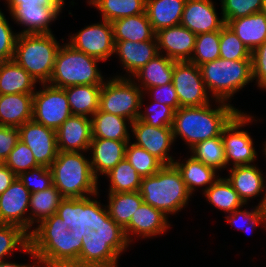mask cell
<instances>
[{
  "label": "cell",
  "mask_w": 266,
  "mask_h": 267,
  "mask_svg": "<svg viewBox=\"0 0 266 267\" xmlns=\"http://www.w3.org/2000/svg\"><path fill=\"white\" fill-rule=\"evenodd\" d=\"M90 231V228L71 231L56 214L42 220L29 232L30 246L38 259L35 263L46 267H79L82 237L88 236Z\"/></svg>",
  "instance_id": "obj_1"
},
{
  "label": "cell",
  "mask_w": 266,
  "mask_h": 267,
  "mask_svg": "<svg viewBox=\"0 0 266 267\" xmlns=\"http://www.w3.org/2000/svg\"><path fill=\"white\" fill-rule=\"evenodd\" d=\"M220 103L223 105L214 110L209 104L180 107L175 110L172 124L173 138L181 135L180 137L192 148L201 141L221 136L223 129L240 111L227 103L224 104V101Z\"/></svg>",
  "instance_id": "obj_2"
},
{
  "label": "cell",
  "mask_w": 266,
  "mask_h": 267,
  "mask_svg": "<svg viewBox=\"0 0 266 267\" xmlns=\"http://www.w3.org/2000/svg\"><path fill=\"white\" fill-rule=\"evenodd\" d=\"M53 185L63 198H84V193L97 195V179L91 163L78 152L58 151L50 165Z\"/></svg>",
  "instance_id": "obj_3"
},
{
  "label": "cell",
  "mask_w": 266,
  "mask_h": 267,
  "mask_svg": "<svg viewBox=\"0 0 266 267\" xmlns=\"http://www.w3.org/2000/svg\"><path fill=\"white\" fill-rule=\"evenodd\" d=\"M139 192L144 203L165 215L183 208L191 195L174 165H164L154 175L142 178Z\"/></svg>",
  "instance_id": "obj_4"
},
{
  "label": "cell",
  "mask_w": 266,
  "mask_h": 267,
  "mask_svg": "<svg viewBox=\"0 0 266 267\" xmlns=\"http://www.w3.org/2000/svg\"><path fill=\"white\" fill-rule=\"evenodd\" d=\"M59 47L52 33L18 34L13 60L36 82L39 79L45 88L52 76Z\"/></svg>",
  "instance_id": "obj_5"
},
{
  "label": "cell",
  "mask_w": 266,
  "mask_h": 267,
  "mask_svg": "<svg viewBox=\"0 0 266 267\" xmlns=\"http://www.w3.org/2000/svg\"><path fill=\"white\" fill-rule=\"evenodd\" d=\"M99 59L89 56L66 44L59 47L49 83L59 88L77 85H102L103 78L96 63Z\"/></svg>",
  "instance_id": "obj_6"
},
{
  "label": "cell",
  "mask_w": 266,
  "mask_h": 267,
  "mask_svg": "<svg viewBox=\"0 0 266 267\" xmlns=\"http://www.w3.org/2000/svg\"><path fill=\"white\" fill-rule=\"evenodd\" d=\"M205 86L219 101H225L253 79L252 60L218 58L199 66Z\"/></svg>",
  "instance_id": "obj_7"
},
{
  "label": "cell",
  "mask_w": 266,
  "mask_h": 267,
  "mask_svg": "<svg viewBox=\"0 0 266 267\" xmlns=\"http://www.w3.org/2000/svg\"><path fill=\"white\" fill-rule=\"evenodd\" d=\"M142 91L130 81L118 77L103 83L99 109L106 113L122 116L131 123L138 119L142 105Z\"/></svg>",
  "instance_id": "obj_8"
},
{
  "label": "cell",
  "mask_w": 266,
  "mask_h": 267,
  "mask_svg": "<svg viewBox=\"0 0 266 267\" xmlns=\"http://www.w3.org/2000/svg\"><path fill=\"white\" fill-rule=\"evenodd\" d=\"M71 115L63 88L50 84L33 94L32 120L35 122L56 131Z\"/></svg>",
  "instance_id": "obj_9"
},
{
  "label": "cell",
  "mask_w": 266,
  "mask_h": 267,
  "mask_svg": "<svg viewBox=\"0 0 266 267\" xmlns=\"http://www.w3.org/2000/svg\"><path fill=\"white\" fill-rule=\"evenodd\" d=\"M172 83L180 107L209 104L207 88L202 79L200 67L190 61H175Z\"/></svg>",
  "instance_id": "obj_10"
},
{
  "label": "cell",
  "mask_w": 266,
  "mask_h": 267,
  "mask_svg": "<svg viewBox=\"0 0 266 267\" xmlns=\"http://www.w3.org/2000/svg\"><path fill=\"white\" fill-rule=\"evenodd\" d=\"M127 244L126 238H102L91 230L82 237L79 267H117V258Z\"/></svg>",
  "instance_id": "obj_11"
},
{
  "label": "cell",
  "mask_w": 266,
  "mask_h": 267,
  "mask_svg": "<svg viewBox=\"0 0 266 267\" xmlns=\"http://www.w3.org/2000/svg\"><path fill=\"white\" fill-rule=\"evenodd\" d=\"M58 215L71 231L96 230L102 221V208L96 200L64 198L57 209Z\"/></svg>",
  "instance_id": "obj_12"
},
{
  "label": "cell",
  "mask_w": 266,
  "mask_h": 267,
  "mask_svg": "<svg viewBox=\"0 0 266 267\" xmlns=\"http://www.w3.org/2000/svg\"><path fill=\"white\" fill-rule=\"evenodd\" d=\"M251 120L250 116L248 117L240 112L223 129L221 137L225 149L226 164L231 159L234 162V166L248 165L255 160L256 151L253 148L252 138L245 131H237V129Z\"/></svg>",
  "instance_id": "obj_13"
},
{
  "label": "cell",
  "mask_w": 266,
  "mask_h": 267,
  "mask_svg": "<svg viewBox=\"0 0 266 267\" xmlns=\"http://www.w3.org/2000/svg\"><path fill=\"white\" fill-rule=\"evenodd\" d=\"M68 43L73 48L99 60H105L114 52L115 42L111 22L103 20L79 31Z\"/></svg>",
  "instance_id": "obj_14"
},
{
  "label": "cell",
  "mask_w": 266,
  "mask_h": 267,
  "mask_svg": "<svg viewBox=\"0 0 266 267\" xmlns=\"http://www.w3.org/2000/svg\"><path fill=\"white\" fill-rule=\"evenodd\" d=\"M19 139L32 151L40 166L50 167L58 154L56 131L30 120L19 128Z\"/></svg>",
  "instance_id": "obj_15"
},
{
  "label": "cell",
  "mask_w": 266,
  "mask_h": 267,
  "mask_svg": "<svg viewBox=\"0 0 266 267\" xmlns=\"http://www.w3.org/2000/svg\"><path fill=\"white\" fill-rule=\"evenodd\" d=\"M31 192L17 177L0 195V224H13L28 232L35 217L23 218L30 205Z\"/></svg>",
  "instance_id": "obj_16"
},
{
  "label": "cell",
  "mask_w": 266,
  "mask_h": 267,
  "mask_svg": "<svg viewBox=\"0 0 266 267\" xmlns=\"http://www.w3.org/2000/svg\"><path fill=\"white\" fill-rule=\"evenodd\" d=\"M130 125L137 138L135 145L144 148L164 165H173L174 160L167 153L174 141L172 127H153L139 119Z\"/></svg>",
  "instance_id": "obj_17"
},
{
  "label": "cell",
  "mask_w": 266,
  "mask_h": 267,
  "mask_svg": "<svg viewBox=\"0 0 266 267\" xmlns=\"http://www.w3.org/2000/svg\"><path fill=\"white\" fill-rule=\"evenodd\" d=\"M180 25L198 35L220 31L226 23L223 18L218 20L211 0H187Z\"/></svg>",
  "instance_id": "obj_18"
},
{
  "label": "cell",
  "mask_w": 266,
  "mask_h": 267,
  "mask_svg": "<svg viewBox=\"0 0 266 267\" xmlns=\"http://www.w3.org/2000/svg\"><path fill=\"white\" fill-rule=\"evenodd\" d=\"M58 151L89 150L92 140L91 118L71 115L57 130Z\"/></svg>",
  "instance_id": "obj_19"
},
{
  "label": "cell",
  "mask_w": 266,
  "mask_h": 267,
  "mask_svg": "<svg viewBox=\"0 0 266 267\" xmlns=\"http://www.w3.org/2000/svg\"><path fill=\"white\" fill-rule=\"evenodd\" d=\"M158 49H165L166 57L174 61H190L194 51L196 34L182 25L164 28L156 32ZM161 47V48H160Z\"/></svg>",
  "instance_id": "obj_20"
},
{
  "label": "cell",
  "mask_w": 266,
  "mask_h": 267,
  "mask_svg": "<svg viewBox=\"0 0 266 267\" xmlns=\"http://www.w3.org/2000/svg\"><path fill=\"white\" fill-rule=\"evenodd\" d=\"M61 8L63 6H17L10 13L16 22L28 26L20 34H47L51 33L48 23L57 18Z\"/></svg>",
  "instance_id": "obj_21"
},
{
  "label": "cell",
  "mask_w": 266,
  "mask_h": 267,
  "mask_svg": "<svg viewBox=\"0 0 266 267\" xmlns=\"http://www.w3.org/2000/svg\"><path fill=\"white\" fill-rule=\"evenodd\" d=\"M156 36L153 40L132 42L126 41H114V52L118 53L124 68L133 73V75L146 65L148 61L155 58L159 54ZM154 42H156L154 44Z\"/></svg>",
  "instance_id": "obj_22"
},
{
  "label": "cell",
  "mask_w": 266,
  "mask_h": 267,
  "mask_svg": "<svg viewBox=\"0 0 266 267\" xmlns=\"http://www.w3.org/2000/svg\"><path fill=\"white\" fill-rule=\"evenodd\" d=\"M129 141H117L108 139H92L89 148H92L93 156L91 169L96 179L97 172L107 174L120 161L125 158V149Z\"/></svg>",
  "instance_id": "obj_23"
},
{
  "label": "cell",
  "mask_w": 266,
  "mask_h": 267,
  "mask_svg": "<svg viewBox=\"0 0 266 267\" xmlns=\"http://www.w3.org/2000/svg\"><path fill=\"white\" fill-rule=\"evenodd\" d=\"M225 23L251 52L266 41V14L262 11Z\"/></svg>",
  "instance_id": "obj_24"
},
{
  "label": "cell",
  "mask_w": 266,
  "mask_h": 267,
  "mask_svg": "<svg viewBox=\"0 0 266 267\" xmlns=\"http://www.w3.org/2000/svg\"><path fill=\"white\" fill-rule=\"evenodd\" d=\"M167 215L149 204L142 203L132 215L129 225L124 229L128 243L130 242L129 232L143 235L144 237L162 234L169 227Z\"/></svg>",
  "instance_id": "obj_25"
},
{
  "label": "cell",
  "mask_w": 266,
  "mask_h": 267,
  "mask_svg": "<svg viewBox=\"0 0 266 267\" xmlns=\"http://www.w3.org/2000/svg\"><path fill=\"white\" fill-rule=\"evenodd\" d=\"M33 94L0 95V125L19 128L32 120Z\"/></svg>",
  "instance_id": "obj_26"
},
{
  "label": "cell",
  "mask_w": 266,
  "mask_h": 267,
  "mask_svg": "<svg viewBox=\"0 0 266 267\" xmlns=\"http://www.w3.org/2000/svg\"><path fill=\"white\" fill-rule=\"evenodd\" d=\"M187 0H146V13L154 32L180 25Z\"/></svg>",
  "instance_id": "obj_27"
},
{
  "label": "cell",
  "mask_w": 266,
  "mask_h": 267,
  "mask_svg": "<svg viewBox=\"0 0 266 267\" xmlns=\"http://www.w3.org/2000/svg\"><path fill=\"white\" fill-rule=\"evenodd\" d=\"M36 81L14 60L0 62V95L34 94Z\"/></svg>",
  "instance_id": "obj_28"
},
{
  "label": "cell",
  "mask_w": 266,
  "mask_h": 267,
  "mask_svg": "<svg viewBox=\"0 0 266 267\" xmlns=\"http://www.w3.org/2000/svg\"><path fill=\"white\" fill-rule=\"evenodd\" d=\"M112 26L114 41L141 42L152 40L156 35L146 12L114 20Z\"/></svg>",
  "instance_id": "obj_29"
},
{
  "label": "cell",
  "mask_w": 266,
  "mask_h": 267,
  "mask_svg": "<svg viewBox=\"0 0 266 267\" xmlns=\"http://www.w3.org/2000/svg\"><path fill=\"white\" fill-rule=\"evenodd\" d=\"M230 171L231 174L227 180L244 204L250 197L258 195L265 188L261 171L253 165L234 166Z\"/></svg>",
  "instance_id": "obj_30"
},
{
  "label": "cell",
  "mask_w": 266,
  "mask_h": 267,
  "mask_svg": "<svg viewBox=\"0 0 266 267\" xmlns=\"http://www.w3.org/2000/svg\"><path fill=\"white\" fill-rule=\"evenodd\" d=\"M102 85H77L63 88L72 115L92 116L99 110Z\"/></svg>",
  "instance_id": "obj_31"
},
{
  "label": "cell",
  "mask_w": 266,
  "mask_h": 267,
  "mask_svg": "<svg viewBox=\"0 0 266 267\" xmlns=\"http://www.w3.org/2000/svg\"><path fill=\"white\" fill-rule=\"evenodd\" d=\"M91 117L92 139L130 141L125 123L126 118L100 109Z\"/></svg>",
  "instance_id": "obj_32"
},
{
  "label": "cell",
  "mask_w": 266,
  "mask_h": 267,
  "mask_svg": "<svg viewBox=\"0 0 266 267\" xmlns=\"http://www.w3.org/2000/svg\"><path fill=\"white\" fill-rule=\"evenodd\" d=\"M175 61L158 54L139 69L134 75L142 79L145 88L163 86L172 83Z\"/></svg>",
  "instance_id": "obj_33"
},
{
  "label": "cell",
  "mask_w": 266,
  "mask_h": 267,
  "mask_svg": "<svg viewBox=\"0 0 266 267\" xmlns=\"http://www.w3.org/2000/svg\"><path fill=\"white\" fill-rule=\"evenodd\" d=\"M139 191L109 193L108 212L110 217L124 230L136 209L143 203Z\"/></svg>",
  "instance_id": "obj_34"
},
{
  "label": "cell",
  "mask_w": 266,
  "mask_h": 267,
  "mask_svg": "<svg viewBox=\"0 0 266 267\" xmlns=\"http://www.w3.org/2000/svg\"><path fill=\"white\" fill-rule=\"evenodd\" d=\"M173 165L180 172L190 194H192L195 186H203L206 184H210L211 186L216 181L214 180L216 170L212 167L206 166L204 163L194 159L192 156L186 160L185 164L173 162Z\"/></svg>",
  "instance_id": "obj_35"
},
{
  "label": "cell",
  "mask_w": 266,
  "mask_h": 267,
  "mask_svg": "<svg viewBox=\"0 0 266 267\" xmlns=\"http://www.w3.org/2000/svg\"><path fill=\"white\" fill-rule=\"evenodd\" d=\"M209 202L218 209L232 213L244 203L227 179L218 178L204 191Z\"/></svg>",
  "instance_id": "obj_36"
},
{
  "label": "cell",
  "mask_w": 266,
  "mask_h": 267,
  "mask_svg": "<svg viewBox=\"0 0 266 267\" xmlns=\"http://www.w3.org/2000/svg\"><path fill=\"white\" fill-rule=\"evenodd\" d=\"M107 175L111 181L110 193L140 190L142 177L126 158L120 161Z\"/></svg>",
  "instance_id": "obj_37"
},
{
  "label": "cell",
  "mask_w": 266,
  "mask_h": 267,
  "mask_svg": "<svg viewBox=\"0 0 266 267\" xmlns=\"http://www.w3.org/2000/svg\"><path fill=\"white\" fill-rule=\"evenodd\" d=\"M95 6L102 12L103 20L111 23L119 18L146 12V0H99Z\"/></svg>",
  "instance_id": "obj_38"
},
{
  "label": "cell",
  "mask_w": 266,
  "mask_h": 267,
  "mask_svg": "<svg viewBox=\"0 0 266 267\" xmlns=\"http://www.w3.org/2000/svg\"><path fill=\"white\" fill-rule=\"evenodd\" d=\"M194 159L215 170L226 166L225 149L221 136L201 141L192 148Z\"/></svg>",
  "instance_id": "obj_39"
},
{
  "label": "cell",
  "mask_w": 266,
  "mask_h": 267,
  "mask_svg": "<svg viewBox=\"0 0 266 267\" xmlns=\"http://www.w3.org/2000/svg\"><path fill=\"white\" fill-rule=\"evenodd\" d=\"M18 246L36 259L27 231L18 225L0 224V261Z\"/></svg>",
  "instance_id": "obj_40"
},
{
  "label": "cell",
  "mask_w": 266,
  "mask_h": 267,
  "mask_svg": "<svg viewBox=\"0 0 266 267\" xmlns=\"http://www.w3.org/2000/svg\"><path fill=\"white\" fill-rule=\"evenodd\" d=\"M63 199L60 191L54 185L46 190L32 193L29 205L34 213H32V216L38 217L37 222L51 217L56 214Z\"/></svg>",
  "instance_id": "obj_41"
},
{
  "label": "cell",
  "mask_w": 266,
  "mask_h": 267,
  "mask_svg": "<svg viewBox=\"0 0 266 267\" xmlns=\"http://www.w3.org/2000/svg\"><path fill=\"white\" fill-rule=\"evenodd\" d=\"M125 158L142 178L154 175L164 166L159 159L134 143L129 147L127 143Z\"/></svg>",
  "instance_id": "obj_42"
},
{
  "label": "cell",
  "mask_w": 266,
  "mask_h": 267,
  "mask_svg": "<svg viewBox=\"0 0 266 267\" xmlns=\"http://www.w3.org/2000/svg\"><path fill=\"white\" fill-rule=\"evenodd\" d=\"M220 31L201 33L196 36L194 57L190 62L200 66L220 58ZM196 55V56H195Z\"/></svg>",
  "instance_id": "obj_43"
},
{
  "label": "cell",
  "mask_w": 266,
  "mask_h": 267,
  "mask_svg": "<svg viewBox=\"0 0 266 267\" xmlns=\"http://www.w3.org/2000/svg\"><path fill=\"white\" fill-rule=\"evenodd\" d=\"M219 45L220 58L227 60H251V51L227 25L220 30Z\"/></svg>",
  "instance_id": "obj_44"
},
{
  "label": "cell",
  "mask_w": 266,
  "mask_h": 267,
  "mask_svg": "<svg viewBox=\"0 0 266 267\" xmlns=\"http://www.w3.org/2000/svg\"><path fill=\"white\" fill-rule=\"evenodd\" d=\"M3 163L7 165L16 176H19L22 172H26V170L28 171L40 166L36 162L30 148L20 139Z\"/></svg>",
  "instance_id": "obj_45"
},
{
  "label": "cell",
  "mask_w": 266,
  "mask_h": 267,
  "mask_svg": "<svg viewBox=\"0 0 266 267\" xmlns=\"http://www.w3.org/2000/svg\"><path fill=\"white\" fill-rule=\"evenodd\" d=\"M222 14L226 22L228 19H237L261 12L263 0H222Z\"/></svg>",
  "instance_id": "obj_46"
},
{
  "label": "cell",
  "mask_w": 266,
  "mask_h": 267,
  "mask_svg": "<svg viewBox=\"0 0 266 267\" xmlns=\"http://www.w3.org/2000/svg\"><path fill=\"white\" fill-rule=\"evenodd\" d=\"M17 176L23 185L32 193L46 190L53 186L52 173L50 168L38 166ZM37 175V176H36ZM37 179V180H36ZM33 184H32V183ZM32 185V186H31Z\"/></svg>",
  "instance_id": "obj_47"
},
{
  "label": "cell",
  "mask_w": 266,
  "mask_h": 267,
  "mask_svg": "<svg viewBox=\"0 0 266 267\" xmlns=\"http://www.w3.org/2000/svg\"><path fill=\"white\" fill-rule=\"evenodd\" d=\"M156 103L155 106L157 109H153L154 111L147 114L139 113L138 119L142 120L143 122L153 126V127H172L173 118L175 115V109L171 106L160 104L159 102ZM153 108V107H152Z\"/></svg>",
  "instance_id": "obj_48"
},
{
  "label": "cell",
  "mask_w": 266,
  "mask_h": 267,
  "mask_svg": "<svg viewBox=\"0 0 266 267\" xmlns=\"http://www.w3.org/2000/svg\"><path fill=\"white\" fill-rule=\"evenodd\" d=\"M17 37L0 11V62L13 60Z\"/></svg>",
  "instance_id": "obj_49"
},
{
  "label": "cell",
  "mask_w": 266,
  "mask_h": 267,
  "mask_svg": "<svg viewBox=\"0 0 266 267\" xmlns=\"http://www.w3.org/2000/svg\"><path fill=\"white\" fill-rule=\"evenodd\" d=\"M253 79L259 87L266 88V41L251 52Z\"/></svg>",
  "instance_id": "obj_50"
},
{
  "label": "cell",
  "mask_w": 266,
  "mask_h": 267,
  "mask_svg": "<svg viewBox=\"0 0 266 267\" xmlns=\"http://www.w3.org/2000/svg\"><path fill=\"white\" fill-rule=\"evenodd\" d=\"M19 140V129L0 125V161L3 163Z\"/></svg>",
  "instance_id": "obj_51"
},
{
  "label": "cell",
  "mask_w": 266,
  "mask_h": 267,
  "mask_svg": "<svg viewBox=\"0 0 266 267\" xmlns=\"http://www.w3.org/2000/svg\"><path fill=\"white\" fill-rule=\"evenodd\" d=\"M228 218V219H227ZM227 221L232 222L233 225H235L236 227H238L239 229H243L245 228V226H248L247 228H254V226H256V224H259V222H265L264 216L261 213V207L260 205H258V207H256V209L254 211L251 212H247L245 211H239V209L234 210L230 216L226 217ZM241 219H245L247 220L246 224L244 225H237V223L239 222L238 220ZM238 221V222H237ZM250 225V226H249Z\"/></svg>",
  "instance_id": "obj_52"
},
{
  "label": "cell",
  "mask_w": 266,
  "mask_h": 267,
  "mask_svg": "<svg viewBox=\"0 0 266 267\" xmlns=\"http://www.w3.org/2000/svg\"><path fill=\"white\" fill-rule=\"evenodd\" d=\"M96 232L102 238H126L124 230L110 217L106 208L102 209V221Z\"/></svg>",
  "instance_id": "obj_53"
},
{
  "label": "cell",
  "mask_w": 266,
  "mask_h": 267,
  "mask_svg": "<svg viewBox=\"0 0 266 267\" xmlns=\"http://www.w3.org/2000/svg\"><path fill=\"white\" fill-rule=\"evenodd\" d=\"M151 89L154 90V92H156L155 93V95H157L155 96L156 102L171 106L175 110H178L180 108L178 95L176 93L173 83H168L163 86H155V87L149 88L150 91Z\"/></svg>",
  "instance_id": "obj_54"
},
{
  "label": "cell",
  "mask_w": 266,
  "mask_h": 267,
  "mask_svg": "<svg viewBox=\"0 0 266 267\" xmlns=\"http://www.w3.org/2000/svg\"><path fill=\"white\" fill-rule=\"evenodd\" d=\"M10 12L17 6L44 5L63 6L64 0H8Z\"/></svg>",
  "instance_id": "obj_55"
},
{
  "label": "cell",
  "mask_w": 266,
  "mask_h": 267,
  "mask_svg": "<svg viewBox=\"0 0 266 267\" xmlns=\"http://www.w3.org/2000/svg\"><path fill=\"white\" fill-rule=\"evenodd\" d=\"M17 176L4 163L0 164V195L13 183Z\"/></svg>",
  "instance_id": "obj_56"
},
{
  "label": "cell",
  "mask_w": 266,
  "mask_h": 267,
  "mask_svg": "<svg viewBox=\"0 0 266 267\" xmlns=\"http://www.w3.org/2000/svg\"><path fill=\"white\" fill-rule=\"evenodd\" d=\"M0 267H32V266H26V265H19V264H16V263H8L6 261H0ZM33 267H36V266H33Z\"/></svg>",
  "instance_id": "obj_57"
},
{
  "label": "cell",
  "mask_w": 266,
  "mask_h": 267,
  "mask_svg": "<svg viewBox=\"0 0 266 267\" xmlns=\"http://www.w3.org/2000/svg\"><path fill=\"white\" fill-rule=\"evenodd\" d=\"M260 207H261V213L264 216L265 223H266V195L264 196L262 202L260 203Z\"/></svg>",
  "instance_id": "obj_58"
},
{
  "label": "cell",
  "mask_w": 266,
  "mask_h": 267,
  "mask_svg": "<svg viewBox=\"0 0 266 267\" xmlns=\"http://www.w3.org/2000/svg\"><path fill=\"white\" fill-rule=\"evenodd\" d=\"M262 12H264L266 14V0H263Z\"/></svg>",
  "instance_id": "obj_59"
},
{
  "label": "cell",
  "mask_w": 266,
  "mask_h": 267,
  "mask_svg": "<svg viewBox=\"0 0 266 267\" xmlns=\"http://www.w3.org/2000/svg\"><path fill=\"white\" fill-rule=\"evenodd\" d=\"M99 0H90V4L95 5Z\"/></svg>",
  "instance_id": "obj_60"
}]
</instances>
